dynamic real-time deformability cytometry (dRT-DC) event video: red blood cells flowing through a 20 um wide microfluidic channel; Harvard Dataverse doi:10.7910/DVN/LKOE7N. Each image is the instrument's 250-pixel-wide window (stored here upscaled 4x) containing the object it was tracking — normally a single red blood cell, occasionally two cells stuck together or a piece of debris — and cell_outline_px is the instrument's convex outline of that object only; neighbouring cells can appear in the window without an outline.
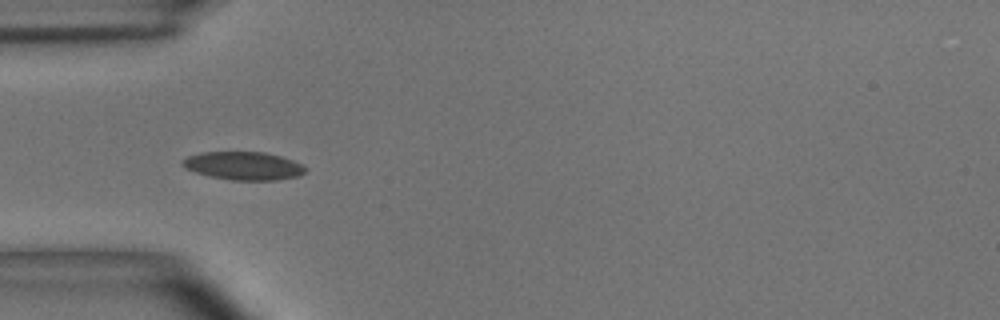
{"species": "common noctule bat (a hibernating species)", "species_latin": "Nyctalus noctula", "temperature_condition": "room temperature", "stored_images_in_passage": 10, "camera_frame_rate_fps": 3000, "um_per_image_px": 0.085, "animal": {"sex": "male", "body_mass_g": 15.6}, "frame": {"image": 1, "passage_image": 5, "time_ms": 1.333, "image_size_px": [1000, 320], "cell_outline_px": [[308, 168], [300, 176], [276, 180], [232, 180], [208, 176], [196, 172], [180, 164], [180, 160], [188, 156], [200, 152], [264, 152], [280, 156], [292, 160]], "centroid_in_image_um": [20.69, 14.09], "position_along_channel_um": 64.3, "area_um2": 20.17}}
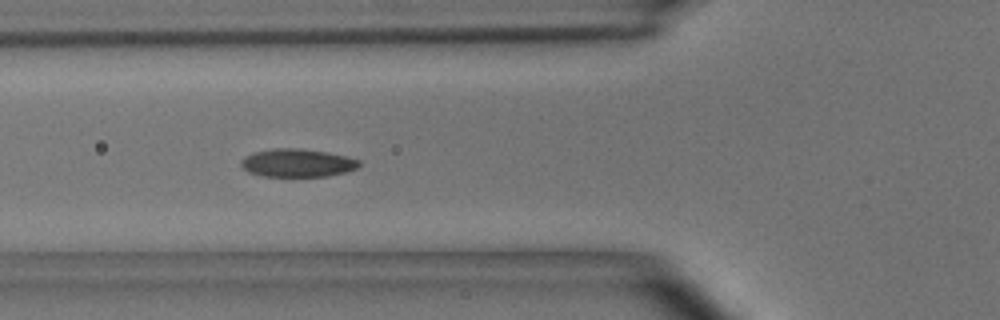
{"frame": {"image": 2, "passage_image": 6, "time_ms": 1.667, "image_size_px": [1000, 320], "cell_outline_px": [[360, 164], [356, 168], [344, 172], [328, 176], [264, 176], [248, 172], [240, 164], [240, 160], [244, 156], [252, 152], [272, 148], [300, 148], [328, 152], [348, 156], [360, 160]], "centroid_in_image_um": [25.25, 13.83], "position_along_channel_um": 100.5, "area_um2": 19.48}}